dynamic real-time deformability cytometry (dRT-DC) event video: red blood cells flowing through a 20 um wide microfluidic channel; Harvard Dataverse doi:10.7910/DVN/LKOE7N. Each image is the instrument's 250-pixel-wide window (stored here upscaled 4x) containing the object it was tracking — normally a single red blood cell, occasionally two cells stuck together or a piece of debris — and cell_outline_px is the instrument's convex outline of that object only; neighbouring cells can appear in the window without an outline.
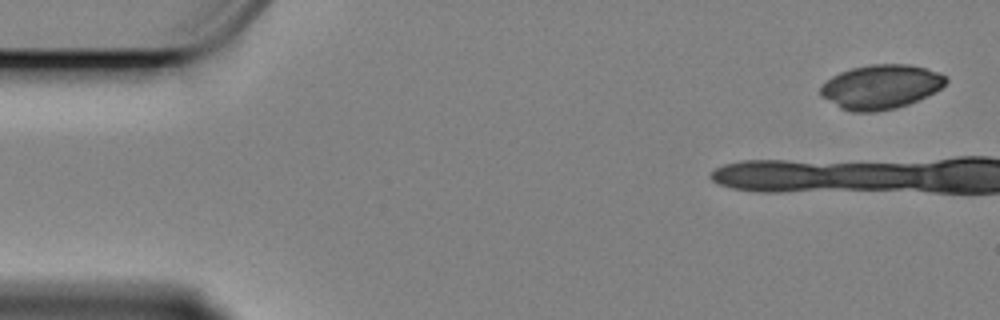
{"species": "Egyptian fruit bat (a non-hibernating species)", "species_latin": "Rousettus aegyptiacus", "temperature_condition": "cold", "stored_images_in_passage": 41, "camera_frame_rate_fps": 3000, "um_per_image_px": 0.085, "animal": {"sex": "female"}, "frame": {"image": 1, "passage_image": 1, "time_ms": 0.0, "image_size_px": [1000, 320], "cell_outline_px": [[948, 80], [940, 88], [908, 104], [896, 108], [876, 112], [852, 112], [840, 108], [824, 96], [820, 92], [820, 88], [832, 76], [840, 72], [852, 68], [872, 64], [908, 64], [924, 68], [948, 76]], "centroid_in_image_um": [74.87, 7.37], "position_along_channel_um": 10.1, "area_um2": 31.85}}
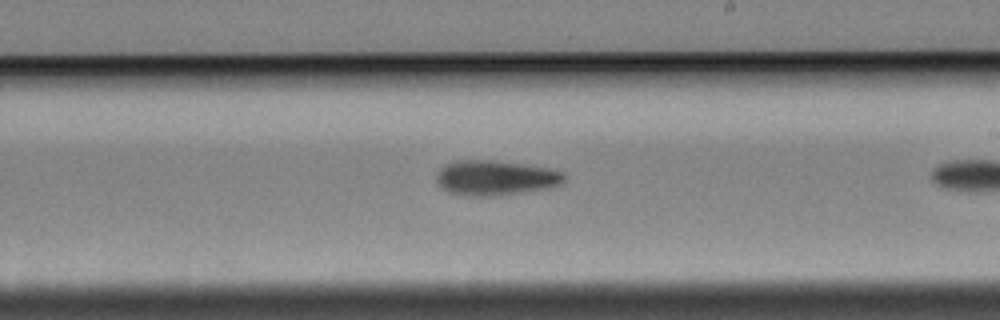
{"frame": {"image": 2, "passage_image": 28, "time_ms": 9.0, "image_size_px": [1000, 320], "cell_outline_px": [[564, 180], [560, 184], [544, 188], [520, 192], [492, 196], [468, 196], [448, 192], [436, 180], [436, 172], [440, 168], [456, 160], [488, 160], [544, 168], [560, 172], [564, 176]], "centroid_in_image_um": [42.01, 15.12], "position_along_channel_um": 247.0, "area_um2": 25.2}}
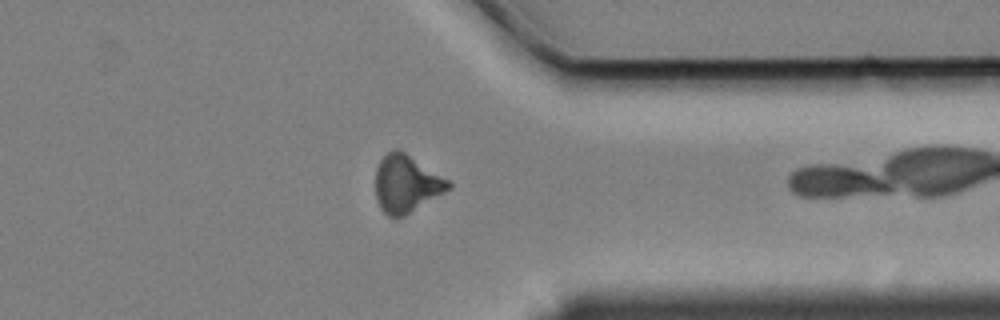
{"frame": {"image": 3, "passage_image": 40, "time_ms": 13.0, "image_size_px": [1000, 320], "cell_outline_px": [[452, 184], [448, 188], [404, 216], [388, 216], [380, 208], [376, 200], [376, 168], [380, 160], [392, 148], [400, 148], [448, 180]], "centroid_in_image_um": [34.48, 15.58], "position_along_channel_um": 376.9, "area_um2": 23.93}}